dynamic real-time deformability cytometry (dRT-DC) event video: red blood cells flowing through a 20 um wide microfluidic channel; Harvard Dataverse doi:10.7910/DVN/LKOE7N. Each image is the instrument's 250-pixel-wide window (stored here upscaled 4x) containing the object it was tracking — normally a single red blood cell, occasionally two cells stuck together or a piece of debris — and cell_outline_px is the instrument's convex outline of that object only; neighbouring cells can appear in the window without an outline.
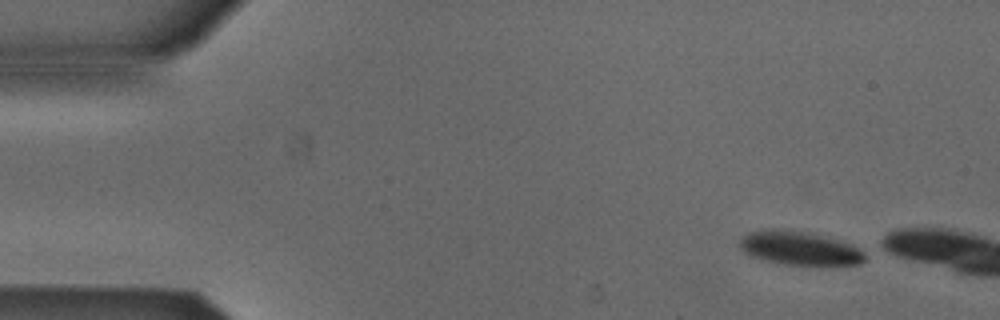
{"species": "Egyptian fruit bat (a non-hibernating species)", "species_latin": "Rousettus aegyptiacus", "temperature_condition": "cold", "stored_images_in_passage": 5, "camera_frame_rate_fps": 3000, "um_per_image_px": 0.085, "animal": {"sex": "male"}, "frame": {"image": 1, "passage_image": 1, "time_ms": 0.0, "image_size_px": [1000, 320], "cell_outline_px": [[864, 260], [860, 264], [820, 268], [812, 268], [784, 264], [764, 260], [752, 256], [744, 252], [740, 248], [740, 240], [748, 232], [772, 228], [800, 232], [820, 236], [836, 240], [848, 244], [864, 252]], "centroid_in_image_um": [67.97, 21.17], "position_along_channel_um": 17.0, "area_um2": 24.85}}